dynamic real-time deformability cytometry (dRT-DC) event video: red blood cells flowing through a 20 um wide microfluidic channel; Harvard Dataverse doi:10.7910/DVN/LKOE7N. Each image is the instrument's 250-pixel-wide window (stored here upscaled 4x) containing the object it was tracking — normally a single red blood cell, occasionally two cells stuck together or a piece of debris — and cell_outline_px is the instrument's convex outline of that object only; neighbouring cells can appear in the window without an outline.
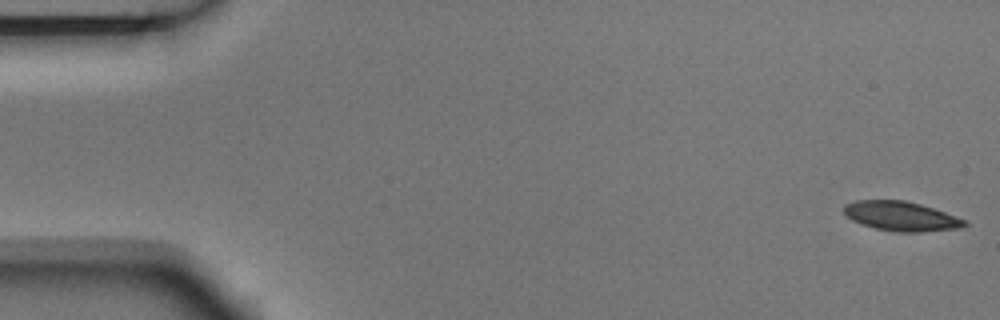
{"species": "Egyptian fruit bat (a non-hibernating species)", "species_latin": "Rousettus aegyptiacus", "temperature_condition": "room temperature", "stored_images_in_passage": 4, "camera_frame_rate_fps": 3000, "um_per_image_px": 0.085, "animal": {"sex": "male"}, "frame": {"image": 1, "passage_image": 1, "time_ms": 0.0, "image_size_px": [1000, 320], "cell_outline_px": [[968, 224], [964, 228], [920, 232], [896, 232], [876, 228], [860, 224], [852, 220], [844, 212], [844, 204], [856, 200], [904, 200], [920, 204], [968, 220]], "centroid_in_image_um": [76.63, 18.38], "position_along_channel_um": 8.4, "area_um2": 20.81}}
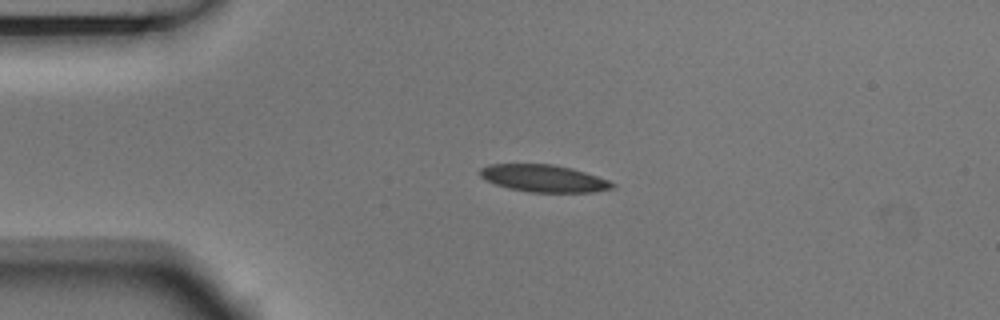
{"frame": {"image": 2, "passage_image": 4, "time_ms": 1.0, "image_size_px": [1000, 320], "cell_outline_px": [[616, 188], [596, 192], [528, 192], [508, 188], [484, 180], [480, 176], [480, 168], [488, 164], [552, 164], [572, 168], [608, 180], [616, 184]], "centroid_in_image_um": [46.22, 15.16], "position_along_channel_um": 38.8, "area_um2": 21.1}}